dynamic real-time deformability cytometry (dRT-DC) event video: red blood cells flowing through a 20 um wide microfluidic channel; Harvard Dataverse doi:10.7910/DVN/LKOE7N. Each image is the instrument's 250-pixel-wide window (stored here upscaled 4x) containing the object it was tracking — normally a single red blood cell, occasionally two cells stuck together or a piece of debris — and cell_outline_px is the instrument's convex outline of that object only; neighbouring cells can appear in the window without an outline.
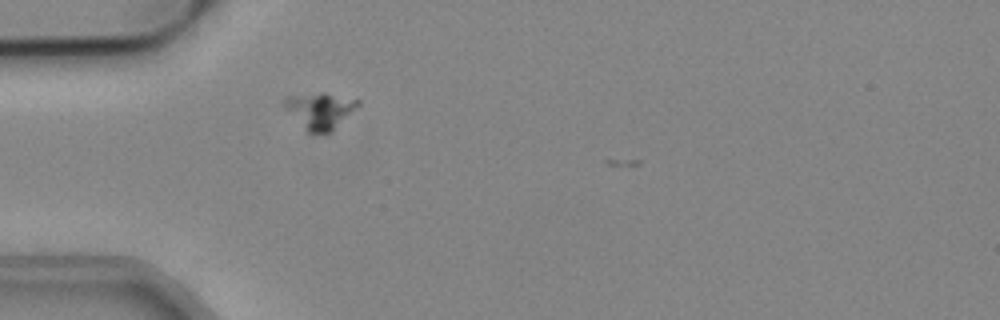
{"species": "common noctule bat (a hibernating species)", "species_latin": "Nyctalus noctula", "temperature_condition": "cold", "stored_images_in_passage": 4, "camera_frame_rate_fps": 3000, "um_per_image_px": 0.085, "animal": {"sex": "male", "body_mass_g": 19.2, "forearm_length_mm": 51.8}, "frame": {"image": 1, "passage_image": 1, "time_ms": 0.0, "image_size_px": [1000, 320], "cell_outline_px": [[360, 104], [332, 132], [308, 132], [284, 108], [280, 100], [284, 96], [320, 92], [324, 92], [360, 100]], "centroid_in_image_um": [27.16, 9.36], "position_along_channel_um": 57.8, "area_um2": 15.66}}